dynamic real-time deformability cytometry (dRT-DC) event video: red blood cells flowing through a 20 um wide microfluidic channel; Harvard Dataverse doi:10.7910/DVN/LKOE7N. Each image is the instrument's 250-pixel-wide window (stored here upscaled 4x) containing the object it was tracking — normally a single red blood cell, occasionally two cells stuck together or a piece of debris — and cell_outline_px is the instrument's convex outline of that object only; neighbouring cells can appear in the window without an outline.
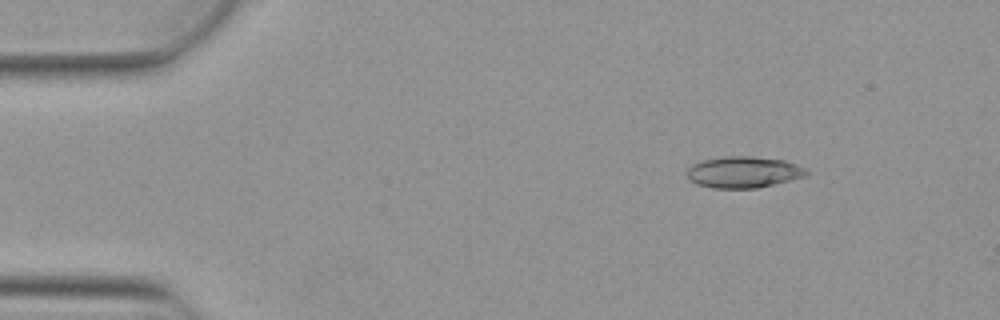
{"species": "Egyptian fruit bat (a non-hibernating species)", "species_latin": "Rousettus aegyptiacus", "temperature_condition": "warm", "stored_images_in_passage": 3, "camera_frame_rate_fps": 3000, "um_per_image_px": 0.085, "animal": {"sex": "female"}, "frame": {"image": 1, "passage_image": 1, "time_ms": 0.0, "image_size_px": [1000, 320], "cell_outline_px": [[808, 172], [804, 176], [756, 188], [712, 188], [696, 184], [688, 180], [688, 168], [692, 164], [704, 160], [724, 156], [752, 156], [784, 160], [808, 168]], "centroid_in_image_um": [63.18, 14.62], "position_along_channel_um": 21.8, "area_um2": 21.73}}
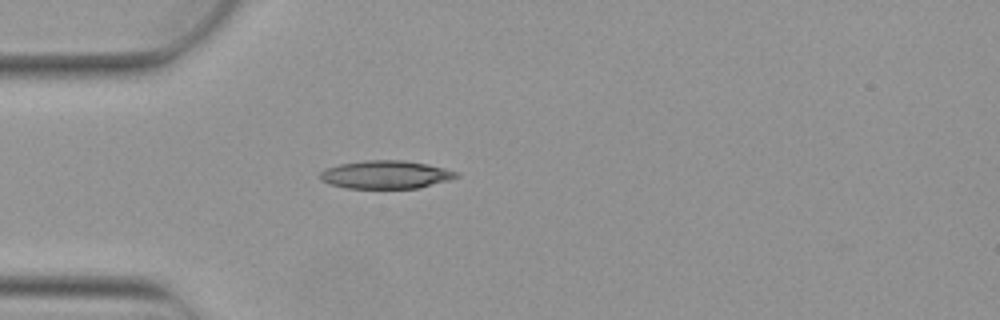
{"frame": {"image": 2, "passage_image": 3, "time_ms": 0.667, "image_size_px": [1000, 320], "cell_outline_px": [[460, 176], [452, 180], [420, 188], [348, 188], [328, 184], [320, 180], [320, 172], [328, 168], [340, 164], [364, 160], [404, 160], [428, 164], [444, 168], [456, 172]], "centroid_in_image_um": [32.82, 14.85], "position_along_channel_um": 52.2, "area_um2": 22.43}}